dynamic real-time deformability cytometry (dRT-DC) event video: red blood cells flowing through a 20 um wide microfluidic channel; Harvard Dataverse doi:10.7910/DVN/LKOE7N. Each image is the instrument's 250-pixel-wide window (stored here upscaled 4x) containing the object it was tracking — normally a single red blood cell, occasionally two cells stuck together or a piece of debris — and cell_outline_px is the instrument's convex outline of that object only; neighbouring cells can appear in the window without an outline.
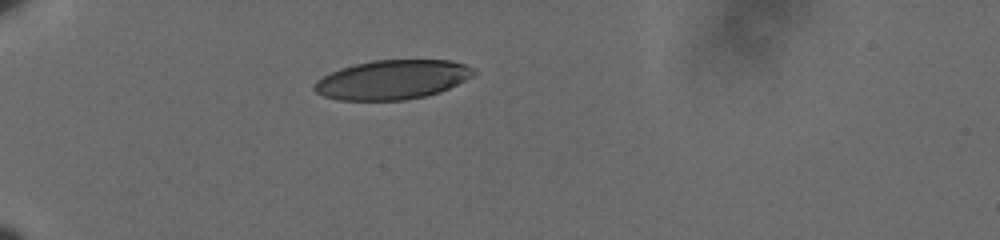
{"species": "human", "species_latin": "Homo sapiens", "temperature_condition": "cold", "stored_images_in_passage": 27, "camera_frame_rate_fps": 3000, "um_per_image_px": 0.085, "donor": {"sex": "male"}, "frame": {"image": 1, "passage_image": 1, "time_ms": 0.0, "image_size_px": [1000, 240], "cell_outline_px": [[476, 72], [472, 76], [440, 92], [428, 96], [404, 100], [340, 100], [324, 96], [316, 92], [312, 88], [312, 84], [316, 80], [340, 68], [372, 60], [452, 60], [464, 64], [472, 68]], "centroid_in_image_um": [33.33, 6.77], "position_along_channel_um": 51.7, "area_um2": 36.41}}
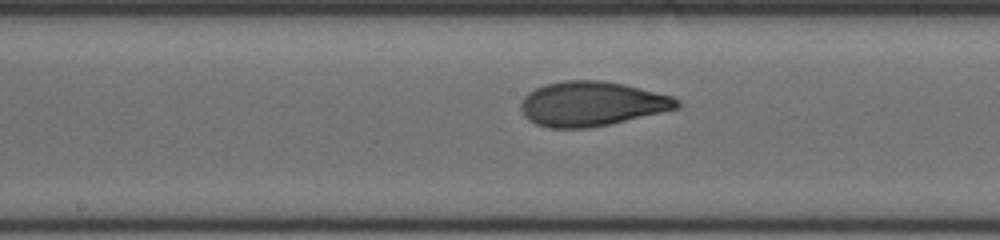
{"frame": {"image": 2, "passage_image": 16, "time_ms": 5.0, "image_size_px": [1000, 240], "cell_outline_px": [[680, 104], [676, 108], [660, 112], [608, 124], [588, 128], [548, 128], [536, 124], [524, 116], [520, 108], [520, 100], [528, 92], [544, 84], [564, 80], [604, 80], [624, 84], [672, 96], [680, 100]], "centroid_in_image_um": [50.23, 8.81], "position_along_channel_um": 198.0, "area_um2": 40.46}}
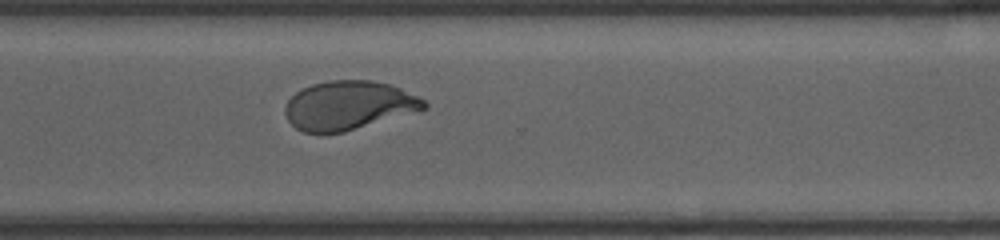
{"frame": {"image": 3, "passage_image": 27, "time_ms": 8.667, "image_size_px": [1000, 240], "cell_outline_px": [[428, 108], [344, 132], [304, 132], [296, 128], [288, 120], [284, 112], [284, 108], [288, 100], [296, 92], [312, 84], [328, 80], [372, 80], [388, 84], [400, 88], [424, 100], [428, 104]], "centroid_in_image_um": [29.62, 8.95], "position_along_channel_um": 341.0, "area_um2": 39.19}}